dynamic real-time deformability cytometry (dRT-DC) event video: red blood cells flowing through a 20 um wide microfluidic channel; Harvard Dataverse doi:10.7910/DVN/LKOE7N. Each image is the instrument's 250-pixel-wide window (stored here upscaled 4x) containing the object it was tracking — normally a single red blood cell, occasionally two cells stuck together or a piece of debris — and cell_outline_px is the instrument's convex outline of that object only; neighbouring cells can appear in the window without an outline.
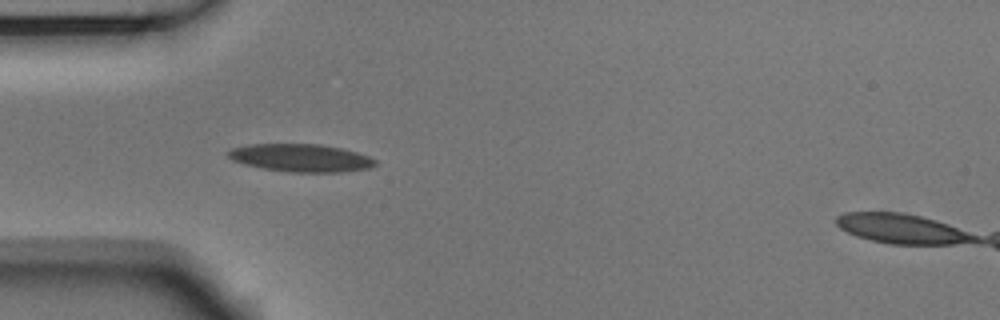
{"species": "Egyptian fruit bat (a non-hibernating species)", "species_latin": "Rousettus aegyptiacus", "temperature_condition": "room temperature", "stored_images_in_passage": 39, "camera_frame_rate_fps": 3000, "um_per_image_px": 0.085, "animal": {"sex": "male"}, "frame": {"image": 1, "passage_image": 1, "time_ms": 0.0, "image_size_px": [1000, 320], "cell_outline_px": [[376, 164], [368, 168], [340, 172], [288, 172], [264, 168], [244, 164], [232, 160], [228, 156], [228, 152], [232, 148], [248, 144], [320, 144], [344, 148], [368, 156], [376, 160]], "centroid_in_image_um": [25.57, 13.41], "position_along_channel_um": 59.4, "area_um2": 23.76}}
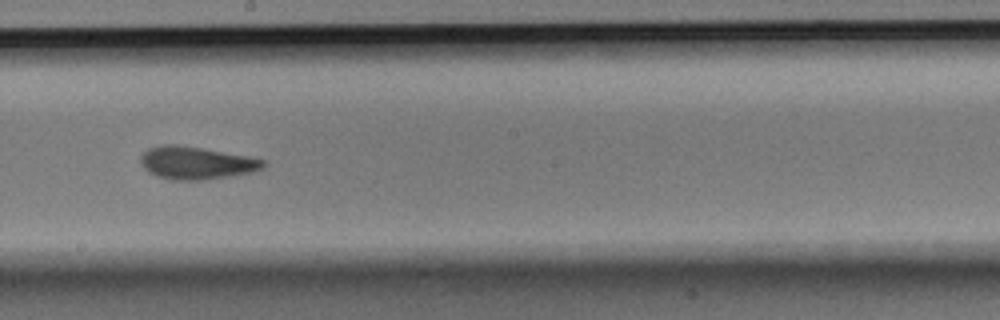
{"frame": {"image": 2, "passage_image": 15, "time_ms": 4.667, "image_size_px": [1000, 320], "cell_outline_px": [[268, 164], [264, 168], [252, 172], [232, 176], [208, 180], [172, 180], [156, 176], [148, 172], [144, 168], [140, 160], [140, 156], [148, 148], [160, 144], [176, 144], [204, 148], [248, 156], [264, 160]], "centroid_in_image_um": [16.69, 13.85], "position_along_channel_um": 231.5, "area_um2": 23.76}}
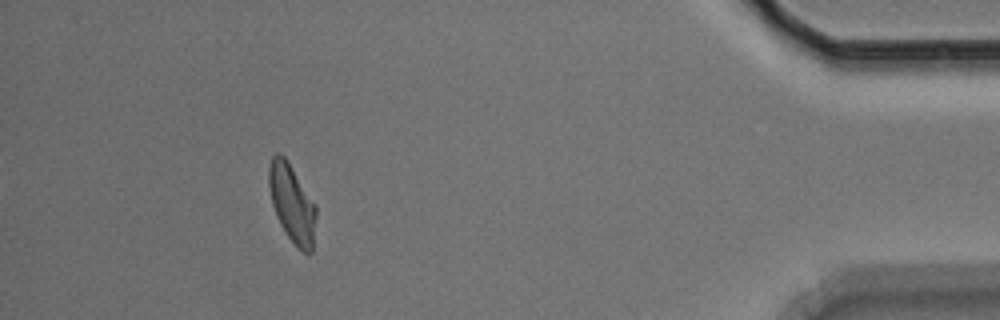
{"frame": {"image": 3, "passage_image": 34, "time_ms": 11.0, "image_size_px": [1000, 320], "cell_outline_px": [[316, 216], [312, 252], [304, 252], [296, 248], [280, 224], [276, 216], [272, 204], [268, 188], [268, 168], [272, 156], [276, 152], [280, 152], [288, 160], [316, 204]], "centroid_in_image_um": [24.81, 17.25], "position_along_channel_um": 410.4, "area_um2": 21.79}, "authors_computed_cell_mechanics": {"area_um2": 22.253, "velocity_mm_per_s": 3.7244, "shape_relaxation_time_tau1_ms": 4.0102, "shape_relaxation_time_tau2_ms": 1.7141, "deformation_change_tau1": 0.1555, "deformation_change_tau2": 0.0944}}